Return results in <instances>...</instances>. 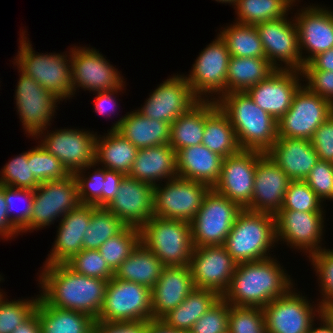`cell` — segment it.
Instances as JSON below:
<instances>
[{
    "label": "cell",
    "mask_w": 333,
    "mask_h": 333,
    "mask_svg": "<svg viewBox=\"0 0 333 333\" xmlns=\"http://www.w3.org/2000/svg\"><path fill=\"white\" fill-rule=\"evenodd\" d=\"M275 70L266 58L231 56L227 69L226 93L245 92Z\"/></svg>",
    "instance_id": "cell-38"
},
{
    "label": "cell",
    "mask_w": 333,
    "mask_h": 333,
    "mask_svg": "<svg viewBox=\"0 0 333 333\" xmlns=\"http://www.w3.org/2000/svg\"><path fill=\"white\" fill-rule=\"evenodd\" d=\"M126 226L106 207H96L83 235V249L98 250L103 243L119 234Z\"/></svg>",
    "instance_id": "cell-41"
},
{
    "label": "cell",
    "mask_w": 333,
    "mask_h": 333,
    "mask_svg": "<svg viewBox=\"0 0 333 333\" xmlns=\"http://www.w3.org/2000/svg\"><path fill=\"white\" fill-rule=\"evenodd\" d=\"M307 257L320 283L318 286L322 299L317 300L322 308H333V249H322Z\"/></svg>",
    "instance_id": "cell-47"
},
{
    "label": "cell",
    "mask_w": 333,
    "mask_h": 333,
    "mask_svg": "<svg viewBox=\"0 0 333 333\" xmlns=\"http://www.w3.org/2000/svg\"><path fill=\"white\" fill-rule=\"evenodd\" d=\"M35 311L41 333H91L95 319L90 315L45 304L40 298Z\"/></svg>",
    "instance_id": "cell-35"
},
{
    "label": "cell",
    "mask_w": 333,
    "mask_h": 333,
    "mask_svg": "<svg viewBox=\"0 0 333 333\" xmlns=\"http://www.w3.org/2000/svg\"><path fill=\"white\" fill-rule=\"evenodd\" d=\"M291 181L305 180L319 161L311 140L278 137L266 152Z\"/></svg>",
    "instance_id": "cell-28"
},
{
    "label": "cell",
    "mask_w": 333,
    "mask_h": 333,
    "mask_svg": "<svg viewBox=\"0 0 333 333\" xmlns=\"http://www.w3.org/2000/svg\"><path fill=\"white\" fill-rule=\"evenodd\" d=\"M109 130H116L137 149L169 144L171 124L149 119L137 110L127 112Z\"/></svg>",
    "instance_id": "cell-30"
},
{
    "label": "cell",
    "mask_w": 333,
    "mask_h": 333,
    "mask_svg": "<svg viewBox=\"0 0 333 333\" xmlns=\"http://www.w3.org/2000/svg\"><path fill=\"white\" fill-rule=\"evenodd\" d=\"M333 114V104L304 85L294 94L291 107L278 120V137L311 140L316 129Z\"/></svg>",
    "instance_id": "cell-13"
},
{
    "label": "cell",
    "mask_w": 333,
    "mask_h": 333,
    "mask_svg": "<svg viewBox=\"0 0 333 333\" xmlns=\"http://www.w3.org/2000/svg\"><path fill=\"white\" fill-rule=\"evenodd\" d=\"M4 198L7 204V215L10 222L20 231V233H23L28 228V221L31 217L34 190L4 186ZM19 199L23 201V204L25 202V206H22V209L17 208Z\"/></svg>",
    "instance_id": "cell-50"
},
{
    "label": "cell",
    "mask_w": 333,
    "mask_h": 333,
    "mask_svg": "<svg viewBox=\"0 0 333 333\" xmlns=\"http://www.w3.org/2000/svg\"><path fill=\"white\" fill-rule=\"evenodd\" d=\"M190 269L195 288L212 290L220 297L227 291L237 267L224 245L194 247Z\"/></svg>",
    "instance_id": "cell-20"
},
{
    "label": "cell",
    "mask_w": 333,
    "mask_h": 333,
    "mask_svg": "<svg viewBox=\"0 0 333 333\" xmlns=\"http://www.w3.org/2000/svg\"><path fill=\"white\" fill-rule=\"evenodd\" d=\"M149 321L106 323L95 321L91 333H146Z\"/></svg>",
    "instance_id": "cell-56"
},
{
    "label": "cell",
    "mask_w": 333,
    "mask_h": 333,
    "mask_svg": "<svg viewBox=\"0 0 333 333\" xmlns=\"http://www.w3.org/2000/svg\"><path fill=\"white\" fill-rule=\"evenodd\" d=\"M292 19L287 15L284 18L255 25L262 42L265 58L275 69L298 71L303 69L304 63L299 49L298 30L294 19Z\"/></svg>",
    "instance_id": "cell-17"
},
{
    "label": "cell",
    "mask_w": 333,
    "mask_h": 333,
    "mask_svg": "<svg viewBox=\"0 0 333 333\" xmlns=\"http://www.w3.org/2000/svg\"><path fill=\"white\" fill-rule=\"evenodd\" d=\"M290 181L286 173L264 153L256 165L253 197L244 209L275 215L282 207Z\"/></svg>",
    "instance_id": "cell-24"
},
{
    "label": "cell",
    "mask_w": 333,
    "mask_h": 333,
    "mask_svg": "<svg viewBox=\"0 0 333 333\" xmlns=\"http://www.w3.org/2000/svg\"><path fill=\"white\" fill-rule=\"evenodd\" d=\"M20 73L15 89L17 113L27 136L35 137L40 131L51 126V120L56 113V103L60 99L44 89L31 76Z\"/></svg>",
    "instance_id": "cell-14"
},
{
    "label": "cell",
    "mask_w": 333,
    "mask_h": 333,
    "mask_svg": "<svg viewBox=\"0 0 333 333\" xmlns=\"http://www.w3.org/2000/svg\"><path fill=\"white\" fill-rule=\"evenodd\" d=\"M21 33L19 50L16 58L14 57L13 65L15 64L23 73L31 76L61 101L72 98L70 52L69 55L66 52L65 55L64 53L35 52L29 38L25 36L26 31Z\"/></svg>",
    "instance_id": "cell-5"
},
{
    "label": "cell",
    "mask_w": 333,
    "mask_h": 333,
    "mask_svg": "<svg viewBox=\"0 0 333 333\" xmlns=\"http://www.w3.org/2000/svg\"><path fill=\"white\" fill-rule=\"evenodd\" d=\"M297 1L294 0H237L233 6L237 14L236 23L257 25L269 20L280 19L290 14Z\"/></svg>",
    "instance_id": "cell-39"
},
{
    "label": "cell",
    "mask_w": 333,
    "mask_h": 333,
    "mask_svg": "<svg viewBox=\"0 0 333 333\" xmlns=\"http://www.w3.org/2000/svg\"><path fill=\"white\" fill-rule=\"evenodd\" d=\"M195 289L190 266H165L151 289L152 320H160Z\"/></svg>",
    "instance_id": "cell-26"
},
{
    "label": "cell",
    "mask_w": 333,
    "mask_h": 333,
    "mask_svg": "<svg viewBox=\"0 0 333 333\" xmlns=\"http://www.w3.org/2000/svg\"><path fill=\"white\" fill-rule=\"evenodd\" d=\"M215 100H200L188 112L171 123L169 145L177 153L180 149L202 143L205 129V112Z\"/></svg>",
    "instance_id": "cell-36"
},
{
    "label": "cell",
    "mask_w": 333,
    "mask_h": 333,
    "mask_svg": "<svg viewBox=\"0 0 333 333\" xmlns=\"http://www.w3.org/2000/svg\"><path fill=\"white\" fill-rule=\"evenodd\" d=\"M2 280H4V278L0 275V281H2ZM1 292H3V290L1 291V289H0V294H1Z\"/></svg>",
    "instance_id": "cell-66"
},
{
    "label": "cell",
    "mask_w": 333,
    "mask_h": 333,
    "mask_svg": "<svg viewBox=\"0 0 333 333\" xmlns=\"http://www.w3.org/2000/svg\"><path fill=\"white\" fill-rule=\"evenodd\" d=\"M124 174L105 169V180L102 191V207H106L120 190V183Z\"/></svg>",
    "instance_id": "cell-58"
},
{
    "label": "cell",
    "mask_w": 333,
    "mask_h": 333,
    "mask_svg": "<svg viewBox=\"0 0 333 333\" xmlns=\"http://www.w3.org/2000/svg\"><path fill=\"white\" fill-rule=\"evenodd\" d=\"M263 154L255 150H240L223 158L220 177L213 189L244 209L253 197L256 165Z\"/></svg>",
    "instance_id": "cell-21"
},
{
    "label": "cell",
    "mask_w": 333,
    "mask_h": 333,
    "mask_svg": "<svg viewBox=\"0 0 333 333\" xmlns=\"http://www.w3.org/2000/svg\"><path fill=\"white\" fill-rule=\"evenodd\" d=\"M140 243V228L126 226L119 234L111 237L99 247L101 256L115 272Z\"/></svg>",
    "instance_id": "cell-42"
},
{
    "label": "cell",
    "mask_w": 333,
    "mask_h": 333,
    "mask_svg": "<svg viewBox=\"0 0 333 333\" xmlns=\"http://www.w3.org/2000/svg\"><path fill=\"white\" fill-rule=\"evenodd\" d=\"M28 162H31V174L39 183L60 180L70 175L64 165L41 144L28 151Z\"/></svg>",
    "instance_id": "cell-44"
},
{
    "label": "cell",
    "mask_w": 333,
    "mask_h": 333,
    "mask_svg": "<svg viewBox=\"0 0 333 333\" xmlns=\"http://www.w3.org/2000/svg\"><path fill=\"white\" fill-rule=\"evenodd\" d=\"M320 200H333V163L319 160L304 180Z\"/></svg>",
    "instance_id": "cell-53"
},
{
    "label": "cell",
    "mask_w": 333,
    "mask_h": 333,
    "mask_svg": "<svg viewBox=\"0 0 333 333\" xmlns=\"http://www.w3.org/2000/svg\"><path fill=\"white\" fill-rule=\"evenodd\" d=\"M223 157L198 144L176 153L177 176L204 183L211 188L218 182Z\"/></svg>",
    "instance_id": "cell-31"
},
{
    "label": "cell",
    "mask_w": 333,
    "mask_h": 333,
    "mask_svg": "<svg viewBox=\"0 0 333 333\" xmlns=\"http://www.w3.org/2000/svg\"><path fill=\"white\" fill-rule=\"evenodd\" d=\"M295 289L292 287L262 308L267 333H308L315 318L321 316V304H311Z\"/></svg>",
    "instance_id": "cell-12"
},
{
    "label": "cell",
    "mask_w": 333,
    "mask_h": 333,
    "mask_svg": "<svg viewBox=\"0 0 333 333\" xmlns=\"http://www.w3.org/2000/svg\"><path fill=\"white\" fill-rule=\"evenodd\" d=\"M164 267L155 254L140 242L114 272V277L152 289Z\"/></svg>",
    "instance_id": "cell-33"
},
{
    "label": "cell",
    "mask_w": 333,
    "mask_h": 333,
    "mask_svg": "<svg viewBox=\"0 0 333 333\" xmlns=\"http://www.w3.org/2000/svg\"><path fill=\"white\" fill-rule=\"evenodd\" d=\"M79 205L77 181L73 174L60 180L40 183L34 190L31 217L23 233L50 226L57 218L61 220Z\"/></svg>",
    "instance_id": "cell-11"
},
{
    "label": "cell",
    "mask_w": 333,
    "mask_h": 333,
    "mask_svg": "<svg viewBox=\"0 0 333 333\" xmlns=\"http://www.w3.org/2000/svg\"><path fill=\"white\" fill-rule=\"evenodd\" d=\"M140 242L164 266H189L194 250L191 224L153 216L140 228Z\"/></svg>",
    "instance_id": "cell-6"
},
{
    "label": "cell",
    "mask_w": 333,
    "mask_h": 333,
    "mask_svg": "<svg viewBox=\"0 0 333 333\" xmlns=\"http://www.w3.org/2000/svg\"><path fill=\"white\" fill-rule=\"evenodd\" d=\"M97 135L95 141V164L124 175L131 171L138 149L116 130ZM102 136V137H101Z\"/></svg>",
    "instance_id": "cell-32"
},
{
    "label": "cell",
    "mask_w": 333,
    "mask_h": 333,
    "mask_svg": "<svg viewBox=\"0 0 333 333\" xmlns=\"http://www.w3.org/2000/svg\"><path fill=\"white\" fill-rule=\"evenodd\" d=\"M325 212H303L280 209L275 216L276 240L284 241L290 248L298 249L309 256L325 247Z\"/></svg>",
    "instance_id": "cell-18"
},
{
    "label": "cell",
    "mask_w": 333,
    "mask_h": 333,
    "mask_svg": "<svg viewBox=\"0 0 333 333\" xmlns=\"http://www.w3.org/2000/svg\"><path fill=\"white\" fill-rule=\"evenodd\" d=\"M2 168V172L0 171V185L33 190L40 185L34 175L31 174V162H28V151L15 156Z\"/></svg>",
    "instance_id": "cell-46"
},
{
    "label": "cell",
    "mask_w": 333,
    "mask_h": 333,
    "mask_svg": "<svg viewBox=\"0 0 333 333\" xmlns=\"http://www.w3.org/2000/svg\"><path fill=\"white\" fill-rule=\"evenodd\" d=\"M304 86L312 93L333 104V72L323 70H301Z\"/></svg>",
    "instance_id": "cell-54"
},
{
    "label": "cell",
    "mask_w": 333,
    "mask_h": 333,
    "mask_svg": "<svg viewBox=\"0 0 333 333\" xmlns=\"http://www.w3.org/2000/svg\"><path fill=\"white\" fill-rule=\"evenodd\" d=\"M321 316L331 325L333 329V308H322Z\"/></svg>",
    "instance_id": "cell-64"
},
{
    "label": "cell",
    "mask_w": 333,
    "mask_h": 333,
    "mask_svg": "<svg viewBox=\"0 0 333 333\" xmlns=\"http://www.w3.org/2000/svg\"><path fill=\"white\" fill-rule=\"evenodd\" d=\"M146 333H190L167 327L161 320L149 321Z\"/></svg>",
    "instance_id": "cell-62"
},
{
    "label": "cell",
    "mask_w": 333,
    "mask_h": 333,
    "mask_svg": "<svg viewBox=\"0 0 333 333\" xmlns=\"http://www.w3.org/2000/svg\"><path fill=\"white\" fill-rule=\"evenodd\" d=\"M222 28L218 35L225 42L231 56L265 58L262 42L255 25L234 22Z\"/></svg>",
    "instance_id": "cell-40"
},
{
    "label": "cell",
    "mask_w": 333,
    "mask_h": 333,
    "mask_svg": "<svg viewBox=\"0 0 333 333\" xmlns=\"http://www.w3.org/2000/svg\"><path fill=\"white\" fill-rule=\"evenodd\" d=\"M220 296L212 291L195 288L175 309L170 310L160 320L169 328L190 331L193 324L205 314Z\"/></svg>",
    "instance_id": "cell-37"
},
{
    "label": "cell",
    "mask_w": 333,
    "mask_h": 333,
    "mask_svg": "<svg viewBox=\"0 0 333 333\" xmlns=\"http://www.w3.org/2000/svg\"><path fill=\"white\" fill-rule=\"evenodd\" d=\"M235 130L241 150L266 153L278 138V121L254 103L248 93L231 92L215 100Z\"/></svg>",
    "instance_id": "cell-3"
},
{
    "label": "cell",
    "mask_w": 333,
    "mask_h": 333,
    "mask_svg": "<svg viewBox=\"0 0 333 333\" xmlns=\"http://www.w3.org/2000/svg\"><path fill=\"white\" fill-rule=\"evenodd\" d=\"M320 198L304 180L290 181L281 209L303 212H325ZM323 205V206H322Z\"/></svg>",
    "instance_id": "cell-49"
},
{
    "label": "cell",
    "mask_w": 333,
    "mask_h": 333,
    "mask_svg": "<svg viewBox=\"0 0 333 333\" xmlns=\"http://www.w3.org/2000/svg\"><path fill=\"white\" fill-rule=\"evenodd\" d=\"M5 292L0 294V333H12L34 312L39 301V294L31 299H18L9 301Z\"/></svg>",
    "instance_id": "cell-43"
},
{
    "label": "cell",
    "mask_w": 333,
    "mask_h": 333,
    "mask_svg": "<svg viewBox=\"0 0 333 333\" xmlns=\"http://www.w3.org/2000/svg\"><path fill=\"white\" fill-rule=\"evenodd\" d=\"M12 333H41L38 313L35 311L21 325H18Z\"/></svg>",
    "instance_id": "cell-61"
},
{
    "label": "cell",
    "mask_w": 333,
    "mask_h": 333,
    "mask_svg": "<svg viewBox=\"0 0 333 333\" xmlns=\"http://www.w3.org/2000/svg\"><path fill=\"white\" fill-rule=\"evenodd\" d=\"M230 305L220 297L192 326L190 333H228Z\"/></svg>",
    "instance_id": "cell-52"
},
{
    "label": "cell",
    "mask_w": 333,
    "mask_h": 333,
    "mask_svg": "<svg viewBox=\"0 0 333 333\" xmlns=\"http://www.w3.org/2000/svg\"><path fill=\"white\" fill-rule=\"evenodd\" d=\"M125 81L117 88L114 90H106L102 92H97L95 101H94V110L95 113H98L101 116H109L110 115H115V111L117 112L116 108L118 107V102H116V95L118 92H122L124 87H125ZM116 94V95H115Z\"/></svg>",
    "instance_id": "cell-57"
},
{
    "label": "cell",
    "mask_w": 333,
    "mask_h": 333,
    "mask_svg": "<svg viewBox=\"0 0 333 333\" xmlns=\"http://www.w3.org/2000/svg\"><path fill=\"white\" fill-rule=\"evenodd\" d=\"M317 320L321 322L319 323L320 325H318V327H315L316 325H314L315 323H313L308 333H333L331 325L322 316H319Z\"/></svg>",
    "instance_id": "cell-63"
},
{
    "label": "cell",
    "mask_w": 333,
    "mask_h": 333,
    "mask_svg": "<svg viewBox=\"0 0 333 333\" xmlns=\"http://www.w3.org/2000/svg\"><path fill=\"white\" fill-rule=\"evenodd\" d=\"M274 257L238 263L222 298L232 306L263 308L286 294L295 282Z\"/></svg>",
    "instance_id": "cell-2"
},
{
    "label": "cell",
    "mask_w": 333,
    "mask_h": 333,
    "mask_svg": "<svg viewBox=\"0 0 333 333\" xmlns=\"http://www.w3.org/2000/svg\"><path fill=\"white\" fill-rule=\"evenodd\" d=\"M164 185V186H163ZM154 186L153 216L191 222L210 186L181 177Z\"/></svg>",
    "instance_id": "cell-9"
},
{
    "label": "cell",
    "mask_w": 333,
    "mask_h": 333,
    "mask_svg": "<svg viewBox=\"0 0 333 333\" xmlns=\"http://www.w3.org/2000/svg\"><path fill=\"white\" fill-rule=\"evenodd\" d=\"M93 163L83 169L76 171L73 175L77 181L78 198L82 205H94L102 207V191L105 180V169ZM94 168L93 173L88 174L86 170ZM90 174V175H89ZM89 177H88V176Z\"/></svg>",
    "instance_id": "cell-45"
},
{
    "label": "cell",
    "mask_w": 333,
    "mask_h": 333,
    "mask_svg": "<svg viewBox=\"0 0 333 333\" xmlns=\"http://www.w3.org/2000/svg\"><path fill=\"white\" fill-rule=\"evenodd\" d=\"M307 6L298 9V13H295L298 15L293 17L304 64L317 54L333 48V10L322 5Z\"/></svg>",
    "instance_id": "cell-22"
},
{
    "label": "cell",
    "mask_w": 333,
    "mask_h": 333,
    "mask_svg": "<svg viewBox=\"0 0 333 333\" xmlns=\"http://www.w3.org/2000/svg\"><path fill=\"white\" fill-rule=\"evenodd\" d=\"M154 186L125 175L106 208L127 226L141 228L153 217Z\"/></svg>",
    "instance_id": "cell-25"
},
{
    "label": "cell",
    "mask_w": 333,
    "mask_h": 333,
    "mask_svg": "<svg viewBox=\"0 0 333 333\" xmlns=\"http://www.w3.org/2000/svg\"><path fill=\"white\" fill-rule=\"evenodd\" d=\"M302 79L301 71L276 69L246 92L256 105L278 121L291 107L294 94L303 85Z\"/></svg>",
    "instance_id": "cell-23"
},
{
    "label": "cell",
    "mask_w": 333,
    "mask_h": 333,
    "mask_svg": "<svg viewBox=\"0 0 333 333\" xmlns=\"http://www.w3.org/2000/svg\"><path fill=\"white\" fill-rule=\"evenodd\" d=\"M275 243V216L243 209L237 216L224 246L238 264L271 258L272 254L269 252Z\"/></svg>",
    "instance_id": "cell-4"
},
{
    "label": "cell",
    "mask_w": 333,
    "mask_h": 333,
    "mask_svg": "<svg viewBox=\"0 0 333 333\" xmlns=\"http://www.w3.org/2000/svg\"><path fill=\"white\" fill-rule=\"evenodd\" d=\"M69 51L73 96L80 87L97 93L117 89L124 82L121 72L95 48L74 45Z\"/></svg>",
    "instance_id": "cell-16"
},
{
    "label": "cell",
    "mask_w": 333,
    "mask_h": 333,
    "mask_svg": "<svg viewBox=\"0 0 333 333\" xmlns=\"http://www.w3.org/2000/svg\"><path fill=\"white\" fill-rule=\"evenodd\" d=\"M243 208L211 188L190 222L194 247L224 245Z\"/></svg>",
    "instance_id": "cell-7"
},
{
    "label": "cell",
    "mask_w": 333,
    "mask_h": 333,
    "mask_svg": "<svg viewBox=\"0 0 333 333\" xmlns=\"http://www.w3.org/2000/svg\"><path fill=\"white\" fill-rule=\"evenodd\" d=\"M311 143L319 160L333 163V114L316 129Z\"/></svg>",
    "instance_id": "cell-55"
},
{
    "label": "cell",
    "mask_w": 333,
    "mask_h": 333,
    "mask_svg": "<svg viewBox=\"0 0 333 333\" xmlns=\"http://www.w3.org/2000/svg\"><path fill=\"white\" fill-rule=\"evenodd\" d=\"M20 231L10 222L7 215V204L4 198V185H0V239H12L18 236Z\"/></svg>",
    "instance_id": "cell-59"
},
{
    "label": "cell",
    "mask_w": 333,
    "mask_h": 333,
    "mask_svg": "<svg viewBox=\"0 0 333 333\" xmlns=\"http://www.w3.org/2000/svg\"><path fill=\"white\" fill-rule=\"evenodd\" d=\"M66 264L76 273L109 281L114 272L109 268L99 250L82 249Z\"/></svg>",
    "instance_id": "cell-51"
},
{
    "label": "cell",
    "mask_w": 333,
    "mask_h": 333,
    "mask_svg": "<svg viewBox=\"0 0 333 333\" xmlns=\"http://www.w3.org/2000/svg\"><path fill=\"white\" fill-rule=\"evenodd\" d=\"M201 144L223 158L241 150L233 126L216 102L205 112V129Z\"/></svg>",
    "instance_id": "cell-34"
},
{
    "label": "cell",
    "mask_w": 333,
    "mask_h": 333,
    "mask_svg": "<svg viewBox=\"0 0 333 333\" xmlns=\"http://www.w3.org/2000/svg\"><path fill=\"white\" fill-rule=\"evenodd\" d=\"M151 289L113 277L107 282L102 309L95 321H151Z\"/></svg>",
    "instance_id": "cell-8"
},
{
    "label": "cell",
    "mask_w": 333,
    "mask_h": 333,
    "mask_svg": "<svg viewBox=\"0 0 333 333\" xmlns=\"http://www.w3.org/2000/svg\"><path fill=\"white\" fill-rule=\"evenodd\" d=\"M302 70H323L333 72V48L321 52L304 64Z\"/></svg>",
    "instance_id": "cell-60"
},
{
    "label": "cell",
    "mask_w": 333,
    "mask_h": 333,
    "mask_svg": "<svg viewBox=\"0 0 333 333\" xmlns=\"http://www.w3.org/2000/svg\"><path fill=\"white\" fill-rule=\"evenodd\" d=\"M96 136L97 133L90 132V129L85 131L70 127L56 129L50 133L48 129H44L35 138H41L42 140L38 141L41 146L55 156L70 174H74L95 163Z\"/></svg>",
    "instance_id": "cell-15"
},
{
    "label": "cell",
    "mask_w": 333,
    "mask_h": 333,
    "mask_svg": "<svg viewBox=\"0 0 333 333\" xmlns=\"http://www.w3.org/2000/svg\"><path fill=\"white\" fill-rule=\"evenodd\" d=\"M95 208L94 205L80 204L61 218L53 248L44 265L66 263L83 249V235Z\"/></svg>",
    "instance_id": "cell-27"
},
{
    "label": "cell",
    "mask_w": 333,
    "mask_h": 333,
    "mask_svg": "<svg viewBox=\"0 0 333 333\" xmlns=\"http://www.w3.org/2000/svg\"><path fill=\"white\" fill-rule=\"evenodd\" d=\"M162 82L137 111L149 119L171 124L200 99L193 93L184 74H175Z\"/></svg>",
    "instance_id": "cell-19"
},
{
    "label": "cell",
    "mask_w": 333,
    "mask_h": 333,
    "mask_svg": "<svg viewBox=\"0 0 333 333\" xmlns=\"http://www.w3.org/2000/svg\"><path fill=\"white\" fill-rule=\"evenodd\" d=\"M215 1H217V2H220V3H225V4H232V6H234L235 4H236V2H237V0H215Z\"/></svg>",
    "instance_id": "cell-65"
},
{
    "label": "cell",
    "mask_w": 333,
    "mask_h": 333,
    "mask_svg": "<svg viewBox=\"0 0 333 333\" xmlns=\"http://www.w3.org/2000/svg\"><path fill=\"white\" fill-rule=\"evenodd\" d=\"M39 274V296L45 304L98 318L107 280L76 273L66 263L43 265Z\"/></svg>",
    "instance_id": "cell-1"
},
{
    "label": "cell",
    "mask_w": 333,
    "mask_h": 333,
    "mask_svg": "<svg viewBox=\"0 0 333 333\" xmlns=\"http://www.w3.org/2000/svg\"><path fill=\"white\" fill-rule=\"evenodd\" d=\"M228 333H267L263 309L230 305Z\"/></svg>",
    "instance_id": "cell-48"
},
{
    "label": "cell",
    "mask_w": 333,
    "mask_h": 333,
    "mask_svg": "<svg viewBox=\"0 0 333 333\" xmlns=\"http://www.w3.org/2000/svg\"><path fill=\"white\" fill-rule=\"evenodd\" d=\"M129 177L152 186L177 177L176 152L169 144L138 149Z\"/></svg>",
    "instance_id": "cell-29"
},
{
    "label": "cell",
    "mask_w": 333,
    "mask_h": 333,
    "mask_svg": "<svg viewBox=\"0 0 333 333\" xmlns=\"http://www.w3.org/2000/svg\"><path fill=\"white\" fill-rule=\"evenodd\" d=\"M230 57L225 42L218 34L216 39L199 53L189 74L184 76L193 93L200 100H217L221 95L226 94Z\"/></svg>",
    "instance_id": "cell-10"
}]
</instances>
